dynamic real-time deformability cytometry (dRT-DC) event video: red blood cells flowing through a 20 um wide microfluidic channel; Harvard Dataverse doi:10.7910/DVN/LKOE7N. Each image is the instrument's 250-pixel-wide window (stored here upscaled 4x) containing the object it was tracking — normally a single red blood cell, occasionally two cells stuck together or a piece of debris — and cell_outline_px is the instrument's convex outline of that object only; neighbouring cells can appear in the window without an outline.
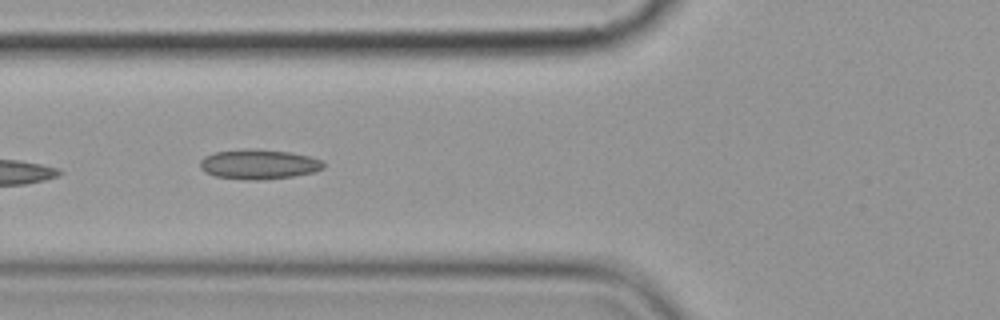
{"species": "common noctule bat (a hibernating species)", "species_latin": "Nyctalus noctula", "temperature_condition": "cold", "stored_images_in_passage": 7, "camera_frame_rate_fps": 3000, "um_per_image_px": 0.085, "animal": {"sex": "female", "body_mass_g": 19.9}, "frame": {"image": 1, "passage_image": 6, "time_ms": 7.0, "image_size_px": [1000, 320], "cell_outline_px": [[324, 168], [312, 172], [292, 176], [256, 180], [248, 180], [216, 176], [204, 172], [200, 168], [200, 160], [204, 156], [216, 152], [244, 148], [256, 148], [288, 152], [308, 156], [324, 160]], "centroid_in_image_um": [21.97, 13.95], "position_along_channel_um": 103.8, "area_um2": 21.44}}